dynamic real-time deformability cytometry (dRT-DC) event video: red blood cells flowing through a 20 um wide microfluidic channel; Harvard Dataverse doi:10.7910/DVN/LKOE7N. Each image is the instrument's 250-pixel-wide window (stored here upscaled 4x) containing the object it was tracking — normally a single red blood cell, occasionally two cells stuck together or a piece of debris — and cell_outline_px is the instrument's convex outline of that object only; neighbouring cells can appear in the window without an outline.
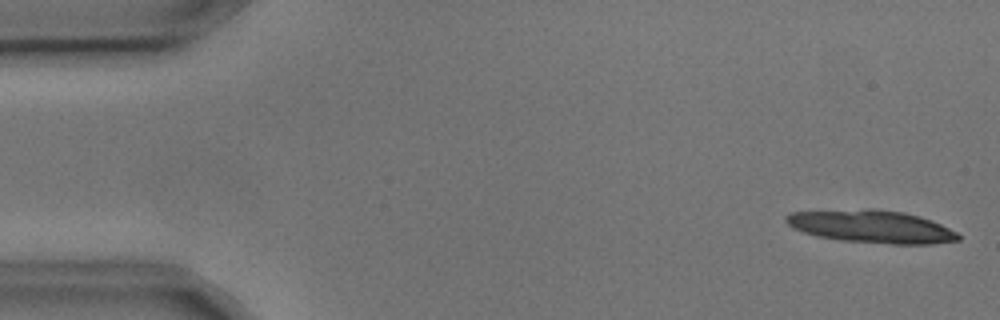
{"species": "common noctule bat (a hibernating species)", "species_latin": "Nyctalus noctula", "temperature_condition": "cold", "stored_images_in_passage": 4, "camera_frame_rate_fps": 3000, "um_per_image_px": 0.085, "animal": {"sex": "male", "body_mass_g": 17.9, "forearm_length_mm": 54.2}, "frame": {"image": 1, "passage_image": 1, "time_ms": 0.0, "image_size_px": [1000, 320], "cell_outline_px": [[960, 240], [932, 244], [892, 244], [840, 240], [816, 236], [792, 228], [784, 220], [784, 216], [788, 212], [864, 208], [872, 208], [904, 212], [920, 216], [932, 220], [956, 232], [960, 236]], "centroid_in_image_um": [74.04, 19.24], "position_along_channel_um": 11.0, "area_um2": 33.18}}